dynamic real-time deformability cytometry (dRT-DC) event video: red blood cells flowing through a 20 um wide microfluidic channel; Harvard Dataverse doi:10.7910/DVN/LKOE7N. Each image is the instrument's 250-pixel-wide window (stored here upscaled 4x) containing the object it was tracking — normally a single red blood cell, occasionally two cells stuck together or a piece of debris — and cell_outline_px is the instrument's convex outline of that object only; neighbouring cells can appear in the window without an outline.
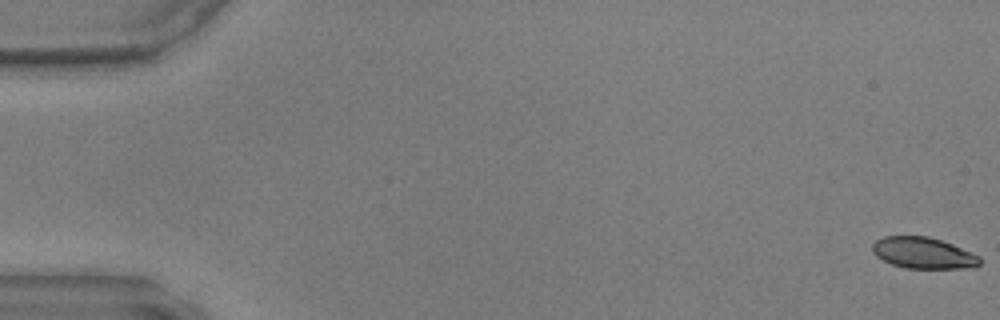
{"species": "common noctule bat (a hibernating species)", "species_latin": "Nyctalus noctula", "temperature_condition": "warm", "stored_images_in_passage": 48, "camera_frame_rate_fps": 3000, "um_per_image_px": 0.085, "animal": {"sex": "male", "body_mass_g": 17.9, "forearm_length_mm": 54.2}, "frame": {"image": 1, "passage_image": 1, "time_ms": 0.0, "image_size_px": [1000, 320], "cell_outline_px": [[980, 264], [972, 268], [904, 268], [892, 264], [876, 256], [872, 252], [872, 244], [876, 240], [884, 236], [928, 236], [952, 244], [980, 256]], "centroid_in_image_um": [78.46, 21.5], "position_along_channel_um": 6.5, "area_um2": 19.54}}
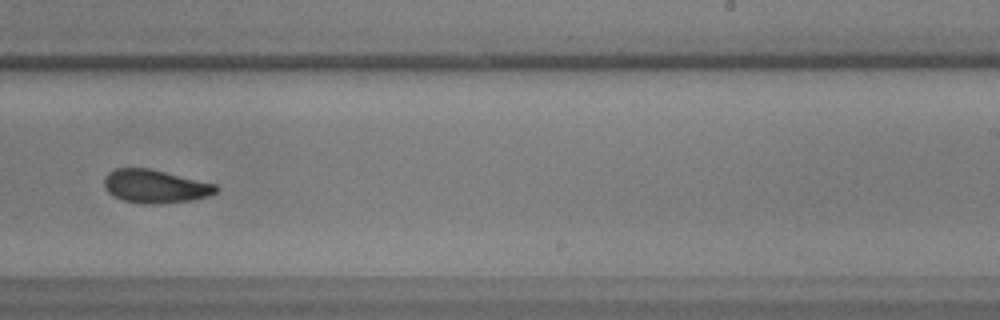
{"frame": {"image": 2, "passage_image": 31, "time_ms": 10.0, "image_size_px": [1000, 320], "cell_outline_px": [[220, 188], [216, 192], [208, 196], [188, 200], [160, 204], [144, 204], [124, 200], [108, 192], [104, 184], [104, 176], [108, 172], [116, 168], [148, 168], [216, 184]], "centroid_in_image_um": [13.18, 15.83], "position_along_channel_um": 275.8, "area_um2": 21.5}}
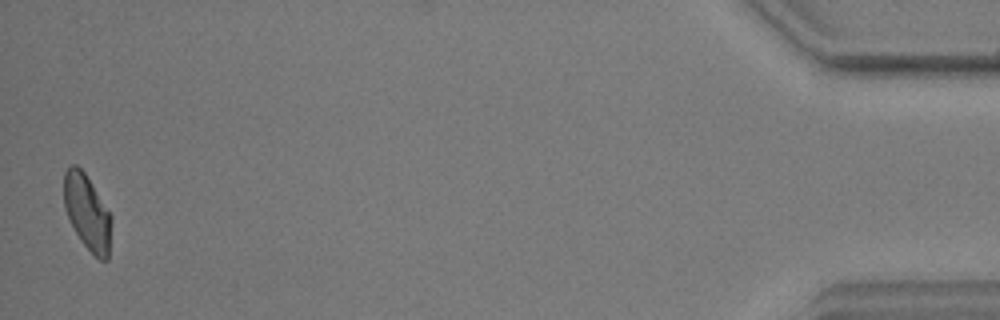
{"frame": {"image": 3, "passage_image": 48, "time_ms": 15.667, "image_size_px": [1000, 320], "cell_outline_px": [[112, 220], [108, 260], [100, 260], [80, 240], [64, 208], [64, 172], [72, 164], [76, 164], [84, 172], [112, 216]], "centroid_in_image_um": [7.42, 18.04], "position_along_channel_um": 427.8, "area_um2": 20.58}}